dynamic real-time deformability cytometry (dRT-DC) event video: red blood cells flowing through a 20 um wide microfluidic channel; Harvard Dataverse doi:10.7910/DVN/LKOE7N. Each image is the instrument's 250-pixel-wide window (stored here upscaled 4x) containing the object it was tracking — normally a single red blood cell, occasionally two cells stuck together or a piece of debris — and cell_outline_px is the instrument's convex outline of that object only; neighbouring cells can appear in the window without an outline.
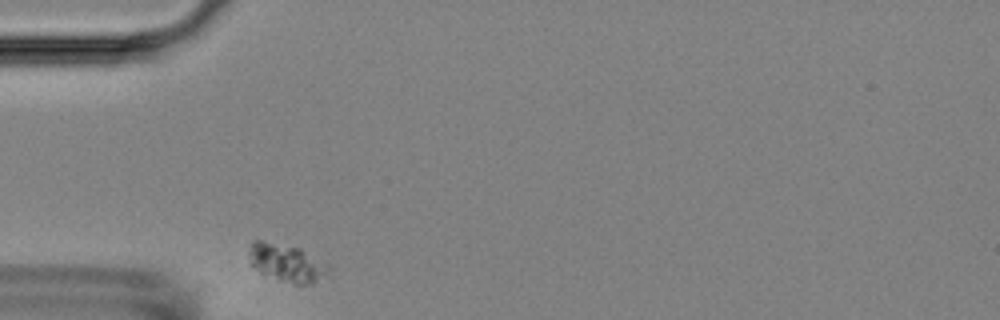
{"species": "Egyptian fruit bat (a non-hibernating species)", "species_latin": "Rousettus aegyptiacus", "temperature_condition": "room temperature", "stored_images_in_passage": 33, "camera_frame_rate_fps": 3000, "um_per_image_px": 0.085, "animal": {"sex": "female"}, "frame": {"image": 1, "passage_image": 1, "time_ms": 0.0, "image_size_px": [1000, 320], "cell_outline_px": [[332, 268], [312, 284], [292, 284], [260, 272], [252, 264], [248, 252], [252, 240], [260, 240], [300, 248], [328, 264]], "centroid_in_image_um": [24.37, 22.33], "position_along_channel_um": 60.6, "area_um2": 17.17}}
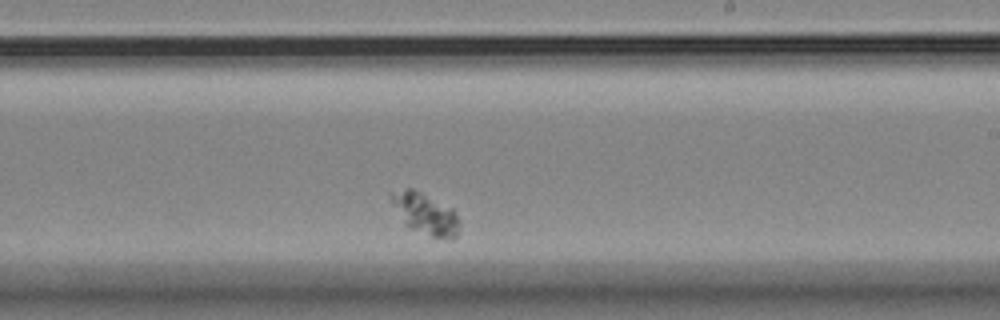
{"frame": {"image": 2, "passage_image": 20, "time_ms": 6.333, "image_size_px": [1000, 320], "cell_outline_px": [[460, 224], [456, 236], [452, 240], [448, 240], [432, 236], [412, 228], [408, 224], [388, 200], [388, 192], [404, 188], [412, 188], [452, 208], [460, 220]], "centroid_in_image_um": [36.16, 18.14], "position_along_channel_um": 252.8, "area_um2": 16.24}}
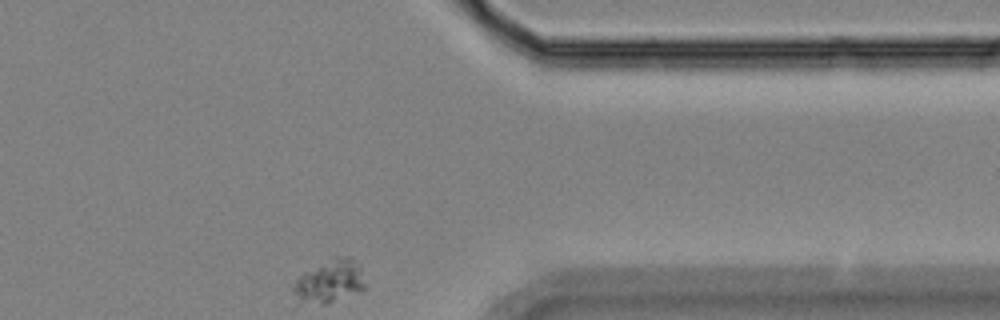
{"frame": {"image": 3, "passage_image": 33, "time_ms": 10.667, "image_size_px": [1000, 320], "cell_outline_px": [[364, 288], [360, 292], [328, 304], [320, 304], [300, 296], [292, 292], [292, 284], [304, 272], [336, 256], [352, 256], [360, 268], [364, 284]], "centroid_in_image_um": [28.08, 23.88], "position_along_channel_um": 383.3, "area_um2": 17.34}}